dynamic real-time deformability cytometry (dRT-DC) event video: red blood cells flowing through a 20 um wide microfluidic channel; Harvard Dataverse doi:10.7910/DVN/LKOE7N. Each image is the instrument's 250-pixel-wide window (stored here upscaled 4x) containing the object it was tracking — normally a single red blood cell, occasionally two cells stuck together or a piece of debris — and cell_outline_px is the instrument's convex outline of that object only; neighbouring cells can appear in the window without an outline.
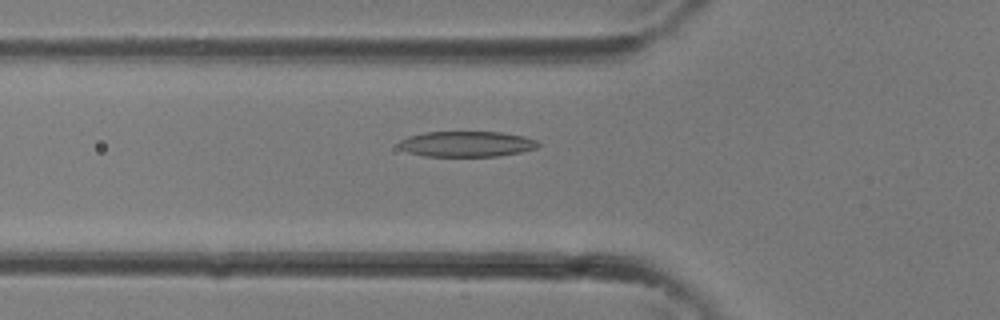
{"species": "common noctule bat (a hibernating species)", "species_latin": "Nyctalus noctula", "temperature_condition": "room temperature", "stored_images_in_passage": 34, "camera_frame_rate_fps": 3000, "um_per_image_px": 0.085, "animal": {"sex": "female"}, "frame": {"image": 1, "passage_image": 12, "time_ms": 3.667, "image_size_px": [1000, 320], "cell_outline_px": [[540, 144], [536, 148], [520, 152], [500, 156], [424, 156], [408, 152], [400, 148], [400, 140], [408, 136], [424, 132], [500, 132], [524, 136], [536, 140]], "centroid_in_image_um": [39.67, 12.24], "position_along_channel_um": 86.1, "area_um2": 20.69}}
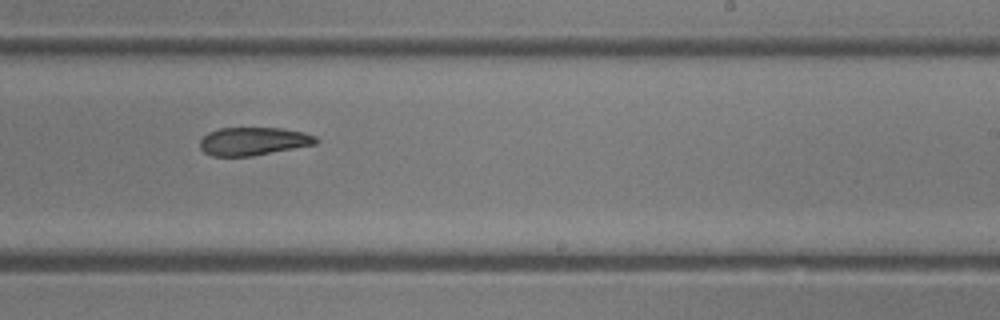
{"frame": {"image": 2, "passage_image": 21, "time_ms": 6.667, "image_size_px": [1000, 320], "cell_outline_px": [[320, 140], [316, 144], [252, 156], [212, 156], [204, 152], [200, 148], [200, 140], [208, 132], [220, 128], [280, 128], [304, 132], [316, 136]], "centroid_in_image_um": [21.54, 12.0], "position_along_channel_um": 267.5, "area_um2": 19.02}}
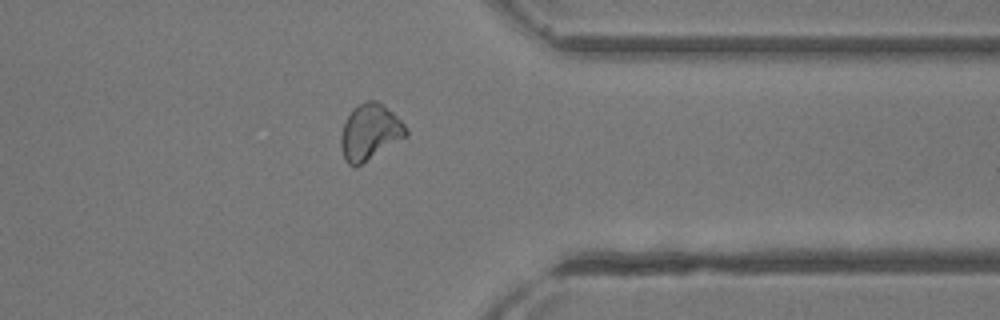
{"frame": {"image": 3, "passage_image": 27, "time_ms": 8.667, "image_size_px": [1000, 320], "cell_outline_px": [[408, 136], [356, 168], [352, 168], [344, 160], [340, 148], [340, 136], [344, 124], [352, 108], [368, 100], [376, 100], [392, 112], [408, 128]], "centroid_in_image_um": [31.43, 11.28], "position_along_channel_um": 380.0, "area_um2": 21.5}}